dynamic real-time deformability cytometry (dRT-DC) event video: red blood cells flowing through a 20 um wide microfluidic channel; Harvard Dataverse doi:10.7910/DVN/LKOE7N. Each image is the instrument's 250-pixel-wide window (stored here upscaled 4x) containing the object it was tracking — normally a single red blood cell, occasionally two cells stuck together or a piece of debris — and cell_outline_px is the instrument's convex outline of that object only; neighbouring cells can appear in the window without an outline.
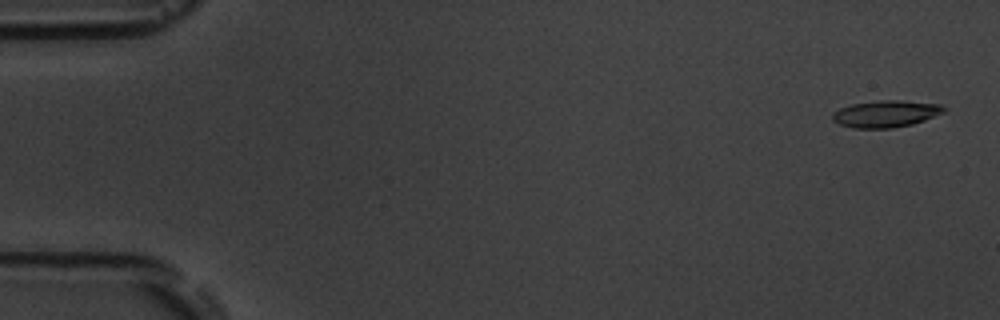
{"species": "common noctule bat (a hibernating species)", "species_latin": "Nyctalus noctula", "temperature_condition": "room temperature", "stored_images_in_passage": 6, "camera_frame_rate_fps": 3000, "um_per_image_px": 0.085, "animal": {"sex": "male", "body_mass_g": 19.5, "forearm_length_mm": 54.6}, "frame": {"image": 1, "passage_image": 1, "time_ms": 0.0, "image_size_px": [1000, 320], "cell_outline_px": [[948, 108], [944, 112], [924, 120], [912, 124], [892, 128], [852, 128], [840, 124], [832, 120], [832, 112], [840, 108], [852, 104], [880, 100], [900, 100], [940, 104]], "centroid_in_image_um": [75.29, 9.67], "position_along_channel_um": 9.7, "area_um2": 17.46}}
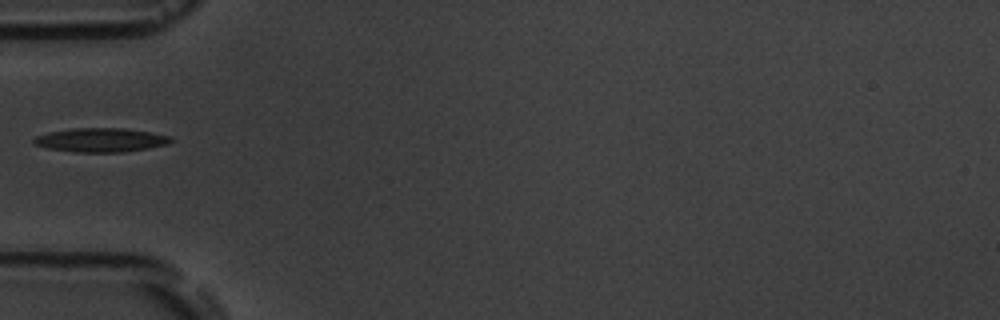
{"frame": {"image": 2, "passage_image": 5, "time_ms": 5.667, "image_size_px": [1000, 320], "cell_outline_px": [[172, 140], [168, 144], [148, 148], [124, 152], [72, 152], [48, 148], [36, 144], [32, 140], [36, 136], [48, 132], [72, 128], [124, 128], [148, 132], [168, 136]], "centroid_in_image_um": [8.53, 11.9], "position_along_channel_um": 76.5, "area_um2": 18.96}}
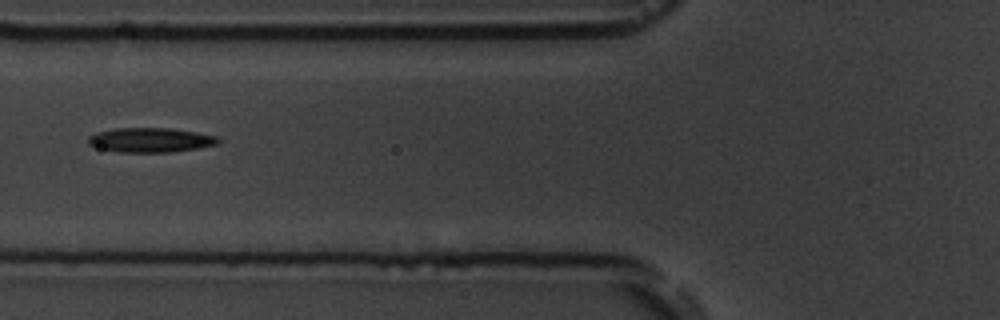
{"frame": {"image": 3, "passage_image": 6, "time_ms": 6.667, "image_size_px": [1000, 320], "cell_outline_px": [[220, 144], [196, 148], [168, 152], [116, 152], [100, 148], [88, 144], [88, 136], [96, 132], [112, 128], [172, 128], [196, 132], [216, 136], [220, 140]], "centroid_in_image_um": [12.77, 11.89], "position_along_channel_um": 113.0, "area_um2": 18.61}}